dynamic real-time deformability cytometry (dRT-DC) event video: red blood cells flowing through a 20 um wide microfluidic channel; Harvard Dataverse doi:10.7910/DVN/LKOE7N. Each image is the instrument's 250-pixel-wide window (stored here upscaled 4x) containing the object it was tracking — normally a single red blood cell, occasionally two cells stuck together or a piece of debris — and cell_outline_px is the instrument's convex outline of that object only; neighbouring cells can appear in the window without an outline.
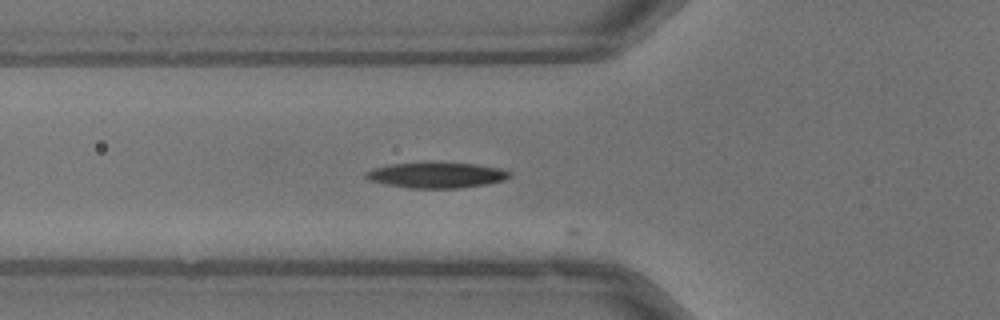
{"species": "common noctule bat (a hibernating species)", "species_latin": "Nyctalus noctula", "temperature_condition": "warm", "stored_images_in_passage": 9, "camera_frame_rate_fps": 3000, "um_per_image_px": 0.085, "animal": {"sex": "male", "body_mass_g": 13.3}, "frame": {"image": 1, "passage_image": 4, "time_ms": 1.0, "image_size_px": [1000, 320], "cell_outline_px": [[512, 176], [504, 180], [488, 184], [460, 188], [408, 188], [368, 180], [364, 176], [364, 172], [372, 168], [388, 164], [428, 160], [476, 164], [500, 168], [512, 172]], "centroid_in_image_um": [37.09, 14.84], "position_along_channel_um": 88.7, "area_um2": 22.37}}
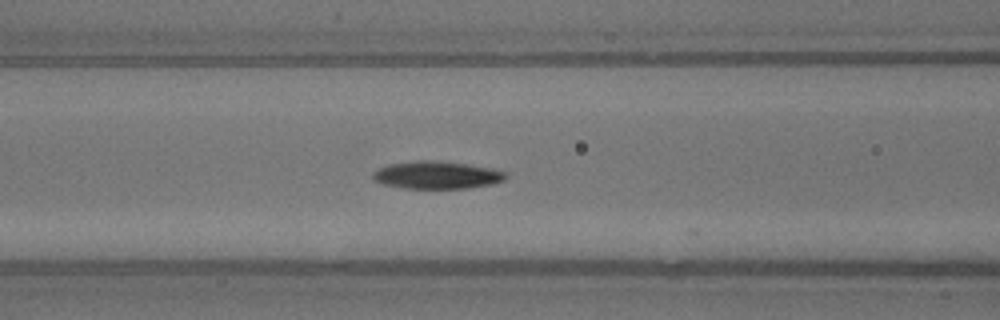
{"frame": {"image": 2, "passage_image": 7, "time_ms": 2.0, "image_size_px": [1000, 320], "cell_outline_px": [[508, 176], [504, 180], [492, 184], [468, 188], [404, 188], [384, 184], [376, 180], [372, 176], [372, 172], [388, 164], [416, 160], [436, 160], [464, 164], [488, 168], [504, 172]], "centroid_in_image_um": [37.1, 14.87], "position_along_channel_um": 129.5, "area_um2": 21.1}}